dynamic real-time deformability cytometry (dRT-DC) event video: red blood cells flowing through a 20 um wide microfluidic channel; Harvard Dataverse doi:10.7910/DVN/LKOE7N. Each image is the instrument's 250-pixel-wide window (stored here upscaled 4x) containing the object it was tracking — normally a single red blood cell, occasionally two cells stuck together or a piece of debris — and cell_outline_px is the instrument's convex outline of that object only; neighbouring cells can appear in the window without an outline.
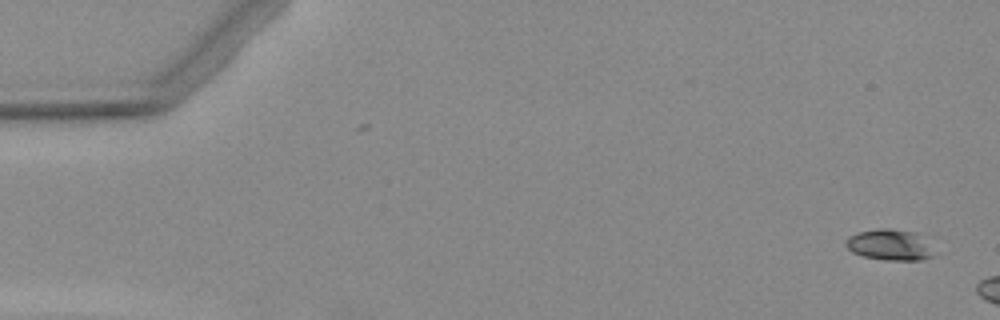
{"species": "Egyptian fruit bat (a non-hibernating species)", "species_latin": "Rousettus aegyptiacus", "temperature_condition": "warm", "stored_images_in_passage": 2, "camera_frame_rate_fps": 3000, "um_per_image_px": 0.085, "animal": {"sex": "female"}, "frame": {"image": 1, "passage_image": 2, "time_ms": 1.333, "image_size_px": [1000, 320], "cell_outline_px": [[932, 256], [924, 260], [884, 260], [864, 256], [852, 252], [844, 244], [848, 236], [860, 232], [880, 228], [888, 228], [916, 232]], "centroid_in_image_um": [75.51, 20.81], "position_along_channel_um": 9.5, "area_um2": 15.32}}